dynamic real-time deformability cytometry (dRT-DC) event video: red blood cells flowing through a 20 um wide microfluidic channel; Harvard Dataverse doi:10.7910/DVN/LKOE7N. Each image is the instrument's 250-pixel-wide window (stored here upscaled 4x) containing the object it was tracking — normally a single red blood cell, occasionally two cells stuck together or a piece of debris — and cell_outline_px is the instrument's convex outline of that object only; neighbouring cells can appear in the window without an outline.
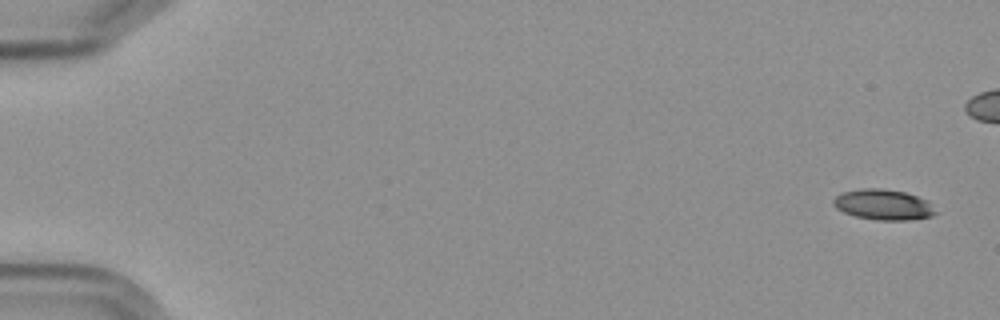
{"species": "Egyptian fruit bat (a non-hibernating species)", "species_latin": "Rousettus aegyptiacus", "temperature_condition": "cold", "stored_images_in_passage": 7, "camera_frame_rate_fps": 3000, "um_per_image_px": 0.085, "frame": {"image": 1, "passage_image": 1, "time_ms": 0.0, "image_size_px": [1000, 320], "cell_outline_px": [[940, 212], [932, 216], [908, 220], [876, 220], [856, 216], [844, 212], [836, 208], [832, 204], [832, 200], [836, 196], [844, 192], [860, 188], [880, 188], [904, 192], [928, 200]], "centroid_in_image_um": [75.12, 17.4], "position_along_channel_um": 9.9, "area_um2": 18.32}}
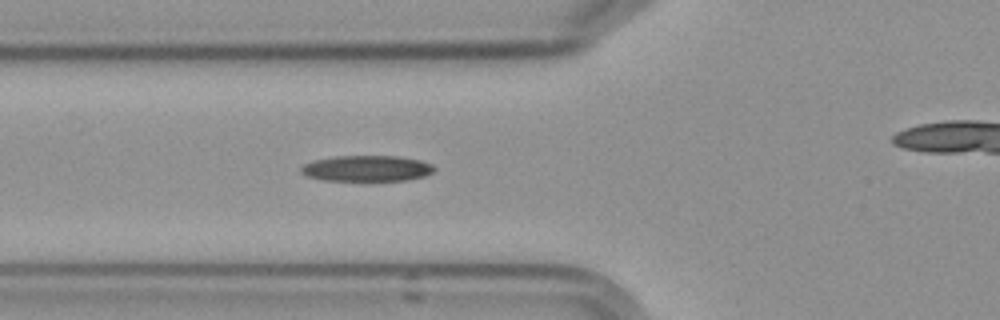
{"frame": {"image": 2, "passage_image": 6, "time_ms": 6.667, "image_size_px": [1000, 320], "cell_outline_px": [[436, 168], [432, 172], [424, 176], [404, 180], [324, 180], [308, 176], [300, 172], [300, 168], [304, 164], [312, 160], [336, 156], [396, 156], [420, 160], [432, 164]], "centroid_in_image_um": [31.16, 14.3], "position_along_channel_um": 94.6, "area_um2": 19.94}}